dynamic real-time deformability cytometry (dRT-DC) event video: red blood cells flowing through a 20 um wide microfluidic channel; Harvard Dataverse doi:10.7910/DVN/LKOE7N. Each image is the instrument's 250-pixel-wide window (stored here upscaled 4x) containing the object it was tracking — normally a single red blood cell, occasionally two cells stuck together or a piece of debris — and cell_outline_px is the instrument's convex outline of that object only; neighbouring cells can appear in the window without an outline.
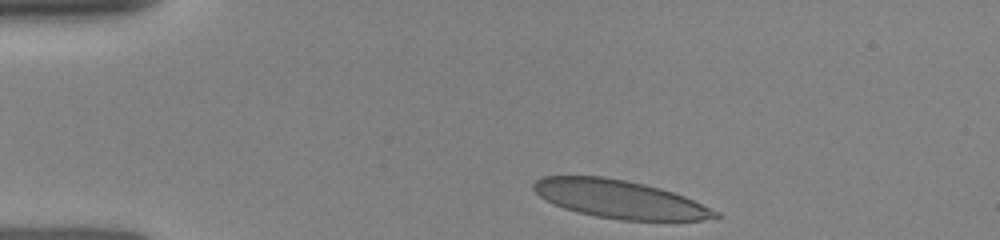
{"species": "human", "species_latin": "Homo sapiens", "temperature_condition": "room temperature", "stored_images_in_passage": 9, "camera_frame_rate_fps": 3000, "um_per_image_px": 0.085, "donor": {"sex": "female"}, "frame": {"image": 1, "passage_image": 1, "time_ms": 0.0, "image_size_px": [1000, 240], "cell_outline_px": [[720, 216], [700, 220], [620, 220], [596, 216], [576, 212], [552, 204], [540, 196], [532, 188], [532, 184], [536, 180], [544, 176], [604, 176], [644, 184], [660, 188], [684, 196], [720, 212]], "centroid_in_image_um": [52.64, 16.93], "position_along_channel_um": 32.4, "area_um2": 40.17}}
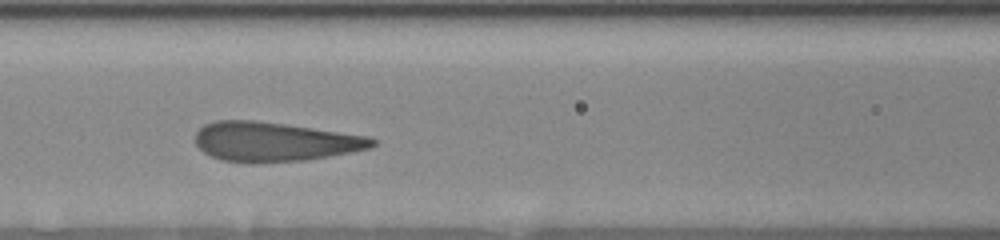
{"frame": {"image": 2, "passage_image": 6, "time_ms": 4.0, "image_size_px": [1000, 240], "cell_outline_px": [[376, 144], [372, 148], [308, 160], [256, 164], [252, 164], [224, 160], [212, 156], [204, 152], [196, 144], [196, 132], [204, 124], [216, 120], [256, 120], [368, 136], [376, 140]], "centroid_in_image_um": [23.33, 12.06], "position_along_channel_um": 143.3, "area_um2": 40.75}}
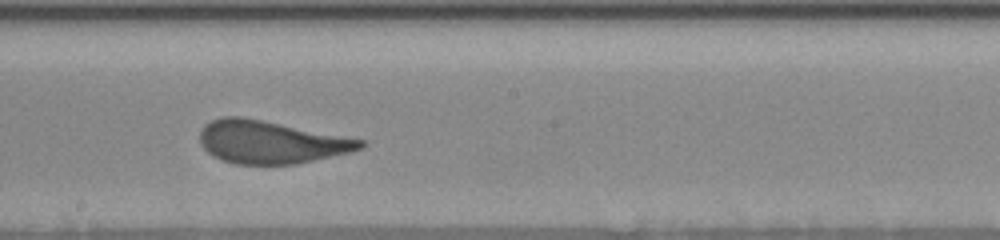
{"frame": {"image": 3, "passage_image": 8, "time_ms": 6.0, "image_size_px": [1000, 240], "cell_outline_px": [[368, 144], [364, 148], [348, 152], [296, 164], [236, 164], [224, 160], [208, 152], [200, 144], [200, 132], [204, 124], [212, 120], [224, 116], [244, 116], [364, 140]], "centroid_in_image_um": [23.01, 12.06], "position_along_channel_um": 225.2, "area_um2": 39.82}}